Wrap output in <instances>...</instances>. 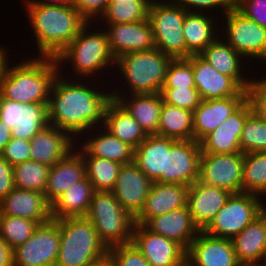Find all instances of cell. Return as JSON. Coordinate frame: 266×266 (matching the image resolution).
<instances>
[{
    "mask_svg": "<svg viewBox=\"0 0 266 266\" xmlns=\"http://www.w3.org/2000/svg\"><path fill=\"white\" fill-rule=\"evenodd\" d=\"M92 80L68 79L58 73L50 90L49 124L68 132L76 141L86 131L103 125L106 107L112 100L111 90L118 86L108 87L107 91L102 86L104 81L99 85Z\"/></svg>",
    "mask_w": 266,
    "mask_h": 266,
    "instance_id": "obj_1",
    "label": "cell"
},
{
    "mask_svg": "<svg viewBox=\"0 0 266 266\" xmlns=\"http://www.w3.org/2000/svg\"><path fill=\"white\" fill-rule=\"evenodd\" d=\"M22 3L37 46L38 54L33 51V57H57L88 23L71 4L47 5L33 0Z\"/></svg>",
    "mask_w": 266,
    "mask_h": 266,
    "instance_id": "obj_2",
    "label": "cell"
},
{
    "mask_svg": "<svg viewBox=\"0 0 266 266\" xmlns=\"http://www.w3.org/2000/svg\"><path fill=\"white\" fill-rule=\"evenodd\" d=\"M92 27L95 28L93 29ZM55 59L59 67V74L61 76L65 75V78L68 79L88 80V78H90L91 80V78H93L97 83L99 81L105 82L107 79H103L109 73L106 72L109 71V67L110 71L113 70L111 74L116 71L114 70L116 67V59L110 51L106 30L100 27L99 24H94L92 22H88ZM67 64L68 67L70 65V69L73 70L70 71L71 75L73 73L72 76H67V73L70 74L68 68L67 70H62L63 68L66 69ZM66 71L67 73H65ZM104 71L106 74H104ZM98 73H100V75L103 74L100 76ZM94 75L99 81H96L97 79L94 78ZM98 76H100L101 79L103 77V79L100 80Z\"/></svg>",
    "mask_w": 266,
    "mask_h": 266,
    "instance_id": "obj_3",
    "label": "cell"
},
{
    "mask_svg": "<svg viewBox=\"0 0 266 266\" xmlns=\"http://www.w3.org/2000/svg\"><path fill=\"white\" fill-rule=\"evenodd\" d=\"M58 73L59 67L53 57H24L18 63L9 64L0 81V96L19 103H48Z\"/></svg>",
    "mask_w": 266,
    "mask_h": 266,
    "instance_id": "obj_4",
    "label": "cell"
},
{
    "mask_svg": "<svg viewBox=\"0 0 266 266\" xmlns=\"http://www.w3.org/2000/svg\"><path fill=\"white\" fill-rule=\"evenodd\" d=\"M172 59L170 55L162 53L157 48L130 52L120 56L116 59L115 69L117 71L115 73H120L121 76L117 78L121 77L119 81L123 80L124 86L121 83V87L114 88L111 91L112 95L160 93L165 84L168 65ZM124 88H126V92H124Z\"/></svg>",
    "mask_w": 266,
    "mask_h": 266,
    "instance_id": "obj_5",
    "label": "cell"
},
{
    "mask_svg": "<svg viewBox=\"0 0 266 266\" xmlns=\"http://www.w3.org/2000/svg\"><path fill=\"white\" fill-rule=\"evenodd\" d=\"M59 224L60 246L55 266H89L104 257L108 248L85 216L53 219Z\"/></svg>",
    "mask_w": 266,
    "mask_h": 266,
    "instance_id": "obj_6",
    "label": "cell"
},
{
    "mask_svg": "<svg viewBox=\"0 0 266 266\" xmlns=\"http://www.w3.org/2000/svg\"><path fill=\"white\" fill-rule=\"evenodd\" d=\"M85 217L107 248L131 243L135 218L123 209L112 191H95Z\"/></svg>",
    "mask_w": 266,
    "mask_h": 266,
    "instance_id": "obj_7",
    "label": "cell"
},
{
    "mask_svg": "<svg viewBox=\"0 0 266 266\" xmlns=\"http://www.w3.org/2000/svg\"><path fill=\"white\" fill-rule=\"evenodd\" d=\"M186 10L172 0L151 1L148 20L152 27L156 48L173 59L189 58L183 23Z\"/></svg>",
    "mask_w": 266,
    "mask_h": 266,
    "instance_id": "obj_8",
    "label": "cell"
},
{
    "mask_svg": "<svg viewBox=\"0 0 266 266\" xmlns=\"http://www.w3.org/2000/svg\"><path fill=\"white\" fill-rule=\"evenodd\" d=\"M222 17H220L221 37L247 62L251 60L249 64L256 60L257 64L263 61L265 66L266 28L247 18L235 6H231Z\"/></svg>",
    "mask_w": 266,
    "mask_h": 266,
    "instance_id": "obj_9",
    "label": "cell"
},
{
    "mask_svg": "<svg viewBox=\"0 0 266 266\" xmlns=\"http://www.w3.org/2000/svg\"><path fill=\"white\" fill-rule=\"evenodd\" d=\"M262 198L253 193L232 194L203 231L210 236L232 239L265 210Z\"/></svg>",
    "mask_w": 266,
    "mask_h": 266,
    "instance_id": "obj_10",
    "label": "cell"
},
{
    "mask_svg": "<svg viewBox=\"0 0 266 266\" xmlns=\"http://www.w3.org/2000/svg\"><path fill=\"white\" fill-rule=\"evenodd\" d=\"M60 246L59 224L51 219L13 250L14 266H55Z\"/></svg>",
    "mask_w": 266,
    "mask_h": 266,
    "instance_id": "obj_11",
    "label": "cell"
},
{
    "mask_svg": "<svg viewBox=\"0 0 266 266\" xmlns=\"http://www.w3.org/2000/svg\"><path fill=\"white\" fill-rule=\"evenodd\" d=\"M243 158V153H201L199 181L232 194L242 193Z\"/></svg>",
    "mask_w": 266,
    "mask_h": 266,
    "instance_id": "obj_12",
    "label": "cell"
},
{
    "mask_svg": "<svg viewBox=\"0 0 266 266\" xmlns=\"http://www.w3.org/2000/svg\"><path fill=\"white\" fill-rule=\"evenodd\" d=\"M0 120L12 130V137L31 140L49 124L48 103H19L0 96Z\"/></svg>",
    "mask_w": 266,
    "mask_h": 266,
    "instance_id": "obj_13",
    "label": "cell"
},
{
    "mask_svg": "<svg viewBox=\"0 0 266 266\" xmlns=\"http://www.w3.org/2000/svg\"><path fill=\"white\" fill-rule=\"evenodd\" d=\"M131 243L150 266H186V250L177 242L135 224Z\"/></svg>",
    "mask_w": 266,
    "mask_h": 266,
    "instance_id": "obj_14",
    "label": "cell"
},
{
    "mask_svg": "<svg viewBox=\"0 0 266 266\" xmlns=\"http://www.w3.org/2000/svg\"><path fill=\"white\" fill-rule=\"evenodd\" d=\"M201 146L195 140H178L166 151L165 183L191 186L199 180Z\"/></svg>",
    "mask_w": 266,
    "mask_h": 266,
    "instance_id": "obj_15",
    "label": "cell"
},
{
    "mask_svg": "<svg viewBox=\"0 0 266 266\" xmlns=\"http://www.w3.org/2000/svg\"><path fill=\"white\" fill-rule=\"evenodd\" d=\"M99 25L106 30L109 48L115 59L130 52L156 48L148 19L140 22Z\"/></svg>",
    "mask_w": 266,
    "mask_h": 266,
    "instance_id": "obj_16",
    "label": "cell"
},
{
    "mask_svg": "<svg viewBox=\"0 0 266 266\" xmlns=\"http://www.w3.org/2000/svg\"><path fill=\"white\" fill-rule=\"evenodd\" d=\"M186 59L192 64L195 88L201 100L247 96V90H243L231 77L219 73L199 54Z\"/></svg>",
    "mask_w": 266,
    "mask_h": 266,
    "instance_id": "obj_17",
    "label": "cell"
},
{
    "mask_svg": "<svg viewBox=\"0 0 266 266\" xmlns=\"http://www.w3.org/2000/svg\"><path fill=\"white\" fill-rule=\"evenodd\" d=\"M231 239L200 231L186 250V266H240Z\"/></svg>",
    "mask_w": 266,
    "mask_h": 266,
    "instance_id": "obj_18",
    "label": "cell"
},
{
    "mask_svg": "<svg viewBox=\"0 0 266 266\" xmlns=\"http://www.w3.org/2000/svg\"><path fill=\"white\" fill-rule=\"evenodd\" d=\"M75 148L82 156L104 158L121 165L134 162L135 149L112 135L102 125L92 128L80 136Z\"/></svg>",
    "mask_w": 266,
    "mask_h": 266,
    "instance_id": "obj_19",
    "label": "cell"
},
{
    "mask_svg": "<svg viewBox=\"0 0 266 266\" xmlns=\"http://www.w3.org/2000/svg\"><path fill=\"white\" fill-rule=\"evenodd\" d=\"M153 182L132 162L120 168L112 193L134 218L141 212Z\"/></svg>",
    "mask_w": 266,
    "mask_h": 266,
    "instance_id": "obj_20",
    "label": "cell"
},
{
    "mask_svg": "<svg viewBox=\"0 0 266 266\" xmlns=\"http://www.w3.org/2000/svg\"><path fill=\"white\" fill-rule=\"evenodd\" d=\"M253 112L247 99L216 130L201 142V153L234 154L242 153L240 137L247 117Z\"/></svg>",
    "mask_w": 266,
    "mask_h": 266,
    "instance_id": "obj_21",
    "label": "cell"
},
{
    "mask_svg": "<svg viewBox=\"0 0 266 266\" xmlns=\"http://www.w3.org/2000/svg\"><path fill=\"white\" fill-rule=\"evenodd\" d=\"M199 55L219 73L231 77L243 90H247L250 87L254 76L251 77L249 75L248 77V72L252 71L251 67L253 66H249L248 62L221 35ZM245 66L250 67V69H246L247 67Z\"/></svg>",
    "mask_w": 266,
    "mask_h": 266,
    "instance_id": "obj_22",
    "label": "cell"
},
{
    "mask_svg": "<svg viewBox=\"0 0 266 266\" xmlns=\"http://www.w3.org/2000/svg\"><path fill=\"white\" fill-rule=\"evenodd\" d=\"M231 195L226 189L206 185L199 180L189 186L186 205L200 231L211 223Z\"/></svg>",
    "mask_w": 266,
    "mask_h": 266,
    "instance_id": "obj_23",
    "label": "cell"
},
{
    "mask_svg": "<svg viewBox=\"0 0 266 266\" xmlns=\"http://www.w3.org/2000/svg\"><path fill=\"white\" fill-rule=\"evenodd\" d=\"M246 100L247 96L202 100L193 111V140L200 143L228 119Z\"/></svg>",
    "mask_w": 266,
    "mask_h": 266,
    "instance_id": "obj_24",
    "label": "cell"
},
{
    "mask_svg": "<svg viewBox=\"0 0 266 266\" xmlns=\"http://www.w3.org/2000/svg\"><path fill=\"white\" fill-rule=\"evenodd\" d=\"M76 140L66 131L51 124L31 140V160L52 167L75 149Z\"/></svg>",
    "mask_w": 266,
    "mask_h": 266,
    "instance_id": "obj_25",
    "label": "cell"
},
{
    "mask_svg": "<svg viewBox=\"0 0 266 266\" xmlns=\"http://www.w3.org/2000/svg\"><path fill=\"white\" fill-rule=\"evenodd\" d=\"M0 215L20 217L37 222H49L51 205L43 193L14 188L0 201Z\"/></svg>",
    "mask_w": 266,
    "mask_h": 266,
    "instance_id": "obj_26",
    "label": "cell"
},
{
    "mask_svg": "<svg viewBox=\"0 0 266 266\" xmlns=\"http://www.w3.org/2000/svg\"><path fill=\"white\" fill-rule=\"evenodd\" d=\"M144 226L153 233L180 244L185 250L199 234L187 205L171 212L150 218Z\"/></svg>",
    "mask_w": 266,
    "mask_h": 266,
    "instance_id": "obj_27",
    "label": "cell"
},
{
    "mask_svg": "<svg viewBox=\"0 0 266 266\" xmlns=\"http://www.w3.org/2000/svg\"><path fill=\"white\" fill-rule=\"evenodd\" d=\"M189 186L153 182L141 212L135 217V224H145L150 218L186 206Z\"/></svg>",
    "mask_w": 266,
    "mask_h": 266,
    "instance_id": "obj_28",
    "label": "cell"
},
{
    "mask_svg": "<svg viewBox=\"0 0 266 266\" xmlns=\"http://www.w3.org/2000/svg\"><path fill=\"white\" fill-rule=\"evenodd\" d=\"M231 241L241 264L266 265V207Z\"/></svg>",
    "mask_w": 266,
    "mask_h": 266,
    "instance_id": "obj_29",
    "label": "cell"
},
{
    "mask_svg": "<svg viewBox=\"0 0 266 266\" xmlns=\"http://www.w3.org/2000/svg\"><path fill=\"white\" fill-rule=\"evenodd\" d=\"M177 140L158 135H147L134 151V163L152 181L165 183L166 151Z\"/></svg>",
    "mask_w": 266,
    "mask_h": 266,
    "instance_id": "obj_30",
    "label": "cell"
},
{
    "mask_svg": "<svg viewBox=\"0 0 266 266\" xmlns=\"http://www.w3.org/2000/svg\"><path fill=\"white\" fill-rule=\"evenodd\" d=\"M85 176V161L75 148L50 167L44 193L47 202L51 205L71 185L81 181Z\"/></svg>",
    "mask_w": 266,
    "mask_h": 266,
    "instance_id": "obj_31",
    "label": "cell"
},
{
    "mask_svg": "<svg viewBox=\"0 0 266 266\" xmlns=\"http://www.w3.org/2000/svg\"><path fill=\"white\" fill-rule=\"evenodd\" d=\"M136 120L147 135L158 132L163 98L160 93L136 95H112Z\"/></svg>",
    "mask_w": 266,
    "mask_h": 266,
    "instance_id": "obj_32",
    "label": "cell"
},
{
    "mask_svg": "<svg viewBox=\"0 0 266 266\" xmlns=\"http://www.w3.org/2000/svg\"><path fill=\"white\" fill-rule=\"evenodd\" d=\"M219 19V17L207 13L186 12L183 34L186 49L192 55L200 54L220 35Z\"/></svg>",
    "mask_w": 266,
    "mask_h": 266,
    "instance_id": "obj_33",
    "label": "cell"
},
{
    "mask_svg": "<svg viewBox=\"0 0 266 266\" xmlns=\"http://www.w3.org/2000/svg\"><path fill=\"white\" fill-rule=\"evenodd\" d=\"M102 126L112 135L122 142L129 144L134 149H136L147 136L136 120L115 99H112L106 107Z\"/></svg>",
    "mask_w": 266,
    "mask_h": 266,
    "instance_id": "obj_34",
    "label": "cell"
},
{
    "mask_svg": "<svg viewBox=\"0 0 266 266\" xmlns=\"http://www.w3.org/2000/svg\"><path fill=\"white\" fill-rule=\"evenodd\" d=\"M94 192L92 183L85 176L81 181L71 185L51 204V218L85 216Z\"/></svg>",
    "mask_w": 266,
    "mask_h": 266,
    "instance_id": "obj_35",
    "label": "cell"
},
{
    "mask_svg": "<svg viewBox=\"0 0 266 266\" xmlns=\"http://www.w3.org/2000/svg\"><path fill=\"white\" fill-rule=\"evenodd\" d=\"M175 140H193V112L163 102L155 134Z\"/></svg>",
    "mask_w": 266,
    "mask_h": 266,
    "instance_id": "obj_36",
    "label": "cell"
},
{
    "mask_svg": "<svg viewBox=\"0 0 266 266\" xmlns=\"http://www.w3.org/2000/svg\"><path fill=\"white\" fill-rule=\"evenodd\" d=\"M150 0H110L98 24L140 22L148 19Z\"/></svg>",
    "mask_w": 266,
    "mask_h": 266,
    "instance_id": "obj_37",
    "label": "cell"
},
{
    "mask_svg": "<svg viewBox=\"0 0 266 266\" xmlns=\"http://www.w3.org/2000/svg\"><path fill=\"white\" fill-rule=\"evenodd\" d=\"M242 193L266 198V152L244 153Z\"/></svg>",
    "mask_w": 266,
    "mask_h": 266,
    "instance_id": "obj_38",
    "label": "cell"
},
{
    "mask_svg": "<svg viewBox=\"0 0 266 266\" xmlns=\"http://www.w3.org/2000/svg\"><path fill=\"white\" fill-rule=\"evenodd\" d=\"M85 161L86 177L92 183L95 191H112L121 164L108 159L83 156Z\"/></svg>",
    "mask_w": 266,
    "mask_h": 266,
    "instance_id": "obj_39",
    "label": "cell"
},
{
    "mask_svg": "<svg viewBox=\"0 0 266 266\" xmlns=\"http://www.w3.org/2000/svg\"><path fill=\"white\" fill-rule=\"evenodd\" d=\"M50 167L32 160L13 166L14 185L18 189L45 193Z\"/></svg>",
    "mask_w": 266,
    "mask_h": 266,
    "instance_id": "obj_40",
    "label": "cell"
},
{
    "mask_svg": "<svg viewBox=\"0 0 266 266\" xmlns=\"http://www.w3.org/2000/svg\"><path fill=\"white\" fill-rule=\"evenodd\" d=\"M38 226L29 219L0 215V235L13 250L24 244Z\"/></svg>",
    "mask_w": 266,
    "mask_h": 266,
    "instance_id": "obj_41",
    "label": "cell"
},
{
    "mask_svg": "<svg viewBox=\"0 0 266 266\" xmlns=\"http://www.w3.org/2000/svg\"><path fill=\"white\" fill-rule=\"evenodd\" d=\"M241 152H266V124L254 112L246 119L240 137Z\"/></svg>",
    "mask_w": 266,
    "mask_h": 266,
    "instance_id": "obj_42",
    "label": "cell"
},
{
    "mask_svg": "<svg viewBox=\"0 0 266 266\" xmlns=\"http://www.w3.org/2000/svg\"><path fill=\"white\" fill-rule=\"evenodd\" d=\"M195 87L192 64L186 58L172 59L163 88Z\"/></svg>",
    "mask_w": 266,
    "mask_h": 266,
    "instance_id": "obj_43",
    "label": "cell"
},
{
    "mask_svg": "<svg viewBox=\"0 0 266 266\" xmlns=\"http://www.w3.org/2000/svg\"><path fill=\"white\" fill-rule=\"evenodd\" d=\"M160 94L164 103L187 109L192 112L202 101L195 87L162 88Z\"/></svg>",
    "mask_w": 266,
    "mask_h": 266,
    "instance_id": "obj_44",
    "label": "cell"
},
{
    "mask_svg": "<svg viewBox=\"0 0 266 266\" xmlns=\"http://www.w3.org/2000/svg\"><path fill=\"white\" fill-rule=\"evenodd\" d=\"M108 254L116 266H150L132 243L112 246L108 248Z\"/></svg>",
    "mask_w": 266,
    "mask_h": 266,
    "instance_id": "obj_45",
    "label": "cell"
},
{
    "mask_svg": "<svg viewBox=\"0 0 266 266\" xmlns=\"http://www.w3.org/2000/svg\"><path fill=\"white\" fill-rule=\"evenodd\" d=\"M247 99L256 116L266 124V75L253 78L250 87L247 89Z\"/></svg>",
    "mask_w": 266,
    "mask_h": 266,
    "instance_id": "obj_46",
    "label": "cell"
},
{
    "mask_svg": "<svg viewBox=\"0 0 266 266\" xmlns=\"http://www.w3.org/2000/svg\"><path fill=\"white\" fill-rule=\"evenodd\" d=\"M188 12L207 13L220 17L228 12L232 6L227 0H172ZM207 10V11H206ZM220 10V11H219ZM212 11L214 13H212ZM216 11V12H215ZM217 11L222 12L217 16Z\"/></svg>",
    "mask_w": 266,
    "mask_h": 266,
    "instance_id": "obj_47",
    "label": "cell"
},
{
    "mask_svg": "<svg viewBox=\"0 0 266 266\" xmlns=\"http://www.w3.org/2000/svg\"><path fill=\"white\" fill-rule=\"evenodd\" d=\"M31 143L30 140L11 137L0 152V156L12 166L31 160Z\"/></svg>",
    "mask_w": 266,
    "mask_h": 266,
    "instance_id": "obj_48",
    "label": "cell"
},
{
    "mask_svg": "<svg viewBox=\"0 0 266 266\" xmlns=\"http://www.w3.org/2000/svg\"><path fill=\"white\" fill-rule=\"evenodd\" d=\"M109 2L110 0H75L73 6L87 22L98 23Z\"/></svg>",
    "mask_w": 266,
    "mask_h": 266,
    "instance_id": "obj_49",
    "label": "cell"
},
{
    "mask_svg": "<svg viewBox=\"0 0 266 266\" xmlns=\"http://www.w3.org/2000/svg\"><path fill=\"white\" fill-rule=\"evenodd\" d=\"M234 6L247 18L266 28V0H240Z\"/></svg>",
    "mask_w": 266,
    "mask_h": 266,
    "instance_id": "obj_50",
    "label": "cell"
},
{
    "mask_svg": "<svg viewBox=\"0 0 266 266\" xmlns=\"http://www.w3.org/2000/svg\"><path fill=\"white\" fill-rule=\"evenodd\" d=\"M14 188L13 166L0 156V201Z\"/></svg>",
    "mask_w": 266,
    "mask_h": 266,
    "instance_id": "obj_51",
    "label": "cell"
},
{
    "mask_svg": "<svg viewBox=\"0 0 266 266\" xmlns=\"http://www.w3.org/2000/svg\"><path fill=\"white\" fill-rule=\"evenodd\" d=\"M0 266H14L13 249L0 235Z\"/></svg>",
    "mask_w": 266,
    "mask_h": 266,
    "instance_id": "obj_52",
    "label": "cell"
},
{
    "mask_svg": "<svg viewBox=\"0 0 266 266\" xmlns=\"http://www.w3.org/2000/svg\"><path fill=\"white\" fill-rule=\"evenodd\" d=\"M7 50L9 49L4 48V46L0 44V81L5 76L10 64V57H12L8 54L10 51Z\"/></svg>",
    "mask_w": 266,
    "mask_h": 266,
    "instance_id": "obj_53",
    "label": "cell"
},
{
    "mask_svg": "<svg viewBox=\"0 0 266 266\" xmlns=\"http://www.w3.org/2000/svg\"><path fill=\"white\" fill-rule=\"evenodd\" d=\"M12 130L0 120V152L11 140Z\"/></svg>",
    "mask_w": 266,
    "mask_h": 266,
    "instance_id": "obj_54",
    "label": "cell"
},
{
    "mask_svg": "<svg viewBox=\"0 0 266 266\" xmlns=\"http://www.w3.org/2000/svg\"><path fill=\"white\" fill-rule=\"evenodd\" d=\"M89 266H116V265H115V262L113 261L112 257L107 253L104 257L93 262Z\"/></svg>",
    "mask_w": 266,
    "mask_h": 266,
    "instance_id": "obj_55",
    "label": "cell"
},
{
    "mask_svg": "<svg viewBox=\"0 0 266 266\" xmlns=\"http://www.w3.org/2000/svg\"><path fill=\"white\" fill-rule=\"evenodd\" d=\"M38 4H47V5H62V4H71L73 5L75 0H33Z\"/></svg>",
    "mask_w": 266,
    "mask_h": 266,
    "instance_id": "obj_56",
    "label": "cell"
},
{
    "mask_svg": "<svg viewBox=\"0 0 266 266\" xmlns=\"http://www.w3.org/2000/svg\"><path fill=\"white\" fill-rule=\"evenodd\" d=\"M232 6L238 3L240 0H227Z\"/></svg>",
    "mask_w": 266,
    "mask_h": 266,
    "instance_id": "obj_57",
    "label": "cell"
},
{
    "mask_svg": "<svg viewBox=\"0 0 266 266\" xmlns=\"http://www.w3.org/2000/svg\"><path fill=\"white\" fill-rule=\"evenodd\" d=\"M240 266H266V265H258V264H241Z\"/></svg>",
    "mask_w": 266,
    "mask_h": 266,
    "instance_id": "obj_58",
    "label": "cell"
}]
</instances>
